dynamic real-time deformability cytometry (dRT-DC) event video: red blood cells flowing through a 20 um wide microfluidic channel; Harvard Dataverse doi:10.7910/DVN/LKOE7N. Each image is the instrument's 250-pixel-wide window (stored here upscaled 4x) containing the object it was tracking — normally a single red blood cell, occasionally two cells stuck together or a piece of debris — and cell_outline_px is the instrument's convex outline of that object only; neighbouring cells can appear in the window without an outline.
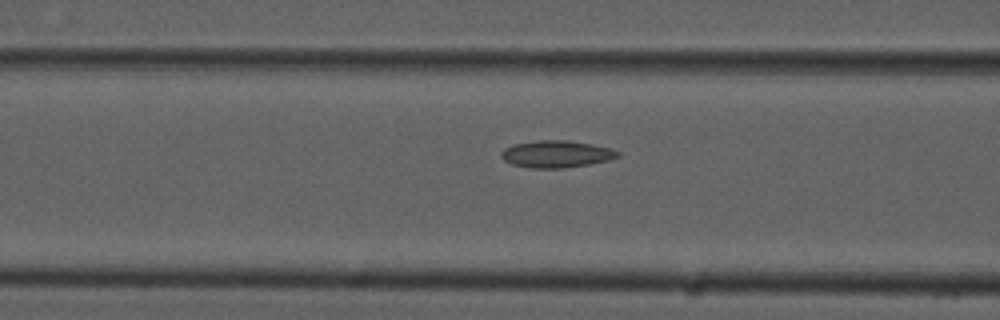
{"species": "common noctule bat (a hibernating species)", "species_latin": "Nyctalus noctula", "temperature_condition": "cold", "stored_images_in_passage": 8, "camera_frame_rate_fps": 3000, "um_per_image_px": 0.085, "animal": {"sex": "male", "forearm_length_mm": 52.5}, "frame": {"image": 1, "passage_image": 6, "time_ms": 1.667, "image_size_px": [1000, 320], "cell_outline_px": [[620, 156], [608, 160], [588, 164], [560, 168], [532, 168], [512, 164], [504, 160], [500, 156], [500, 152], [504, 148], [516, 144], [536, 140], [568, 140], [592, 144], [612, 148], [620, 152]], "centroid_in_image_um": [47.29, 13.08], "position_along_channel_um": 119.3, "area_um2": 18.32}}